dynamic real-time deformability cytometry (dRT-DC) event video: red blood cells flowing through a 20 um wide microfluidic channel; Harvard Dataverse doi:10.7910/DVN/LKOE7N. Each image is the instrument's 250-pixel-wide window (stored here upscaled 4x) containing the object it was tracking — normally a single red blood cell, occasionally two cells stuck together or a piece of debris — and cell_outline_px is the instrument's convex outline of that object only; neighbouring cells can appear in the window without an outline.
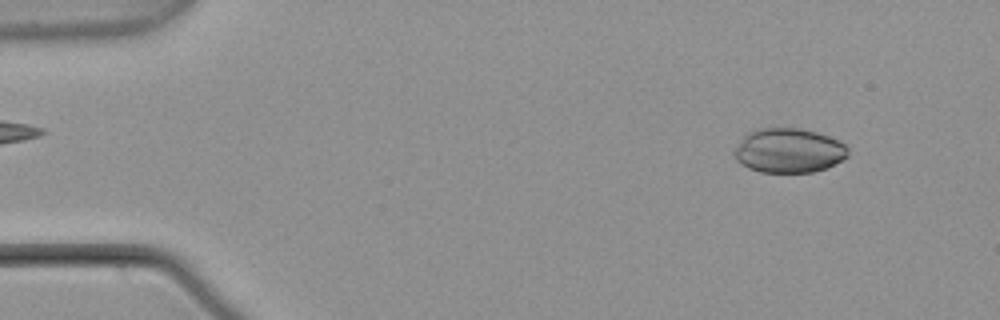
{"species": "common noctule bat (a hibernating species)", "species_latin": "Nyctalus noctula", "temperature_condition": "warm", "stored_images_in_passage": 53, "camera_frame_rate_fps": 3000, "um_per_image_px": 0.085, "animal": {"sex": "male", "body_mass_g": 21.5, "forearm_length_mm": 52.0}, "frame": {"image": 1, "passage_image": 5, "time_ms": 1.333, "image_size_px": [1000, 320], "cell_outline_px": [[848, 156], [844, 160], [824, 168], [812, 172], [760, 172], [748, 168], [740, 164], [736, 160], [736, 148], [744, 136], [748, 132], [756, 128], [800, 128], [816, 132], [840, 140], [848, 148]], "centroid_in_image_um": [67.07, 12.79], "position_along_channel_um": 17.9, "area_um2": 29.42}}
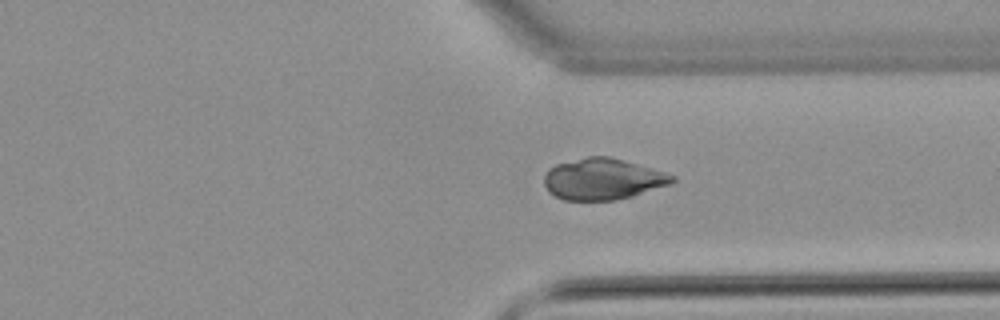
{"frame": {"image": 2, "passage_image": 40, "time_ms": 13.0, "image_size_px": [1000, 320], "cell_outline_px": [[676, 180], [672, 184], [632, 196], [616, 200], [564, 200], [548, 192], [544, 184], [544, 176], [548, 168], [556, 164], [588, 156], [608, 156], [624, 160], [664, 172], [676, 176]], "centroid_in_image_um": [51.23, 15.22], "position_along_channel_um": 360.2, "area_um2": 30.87}}
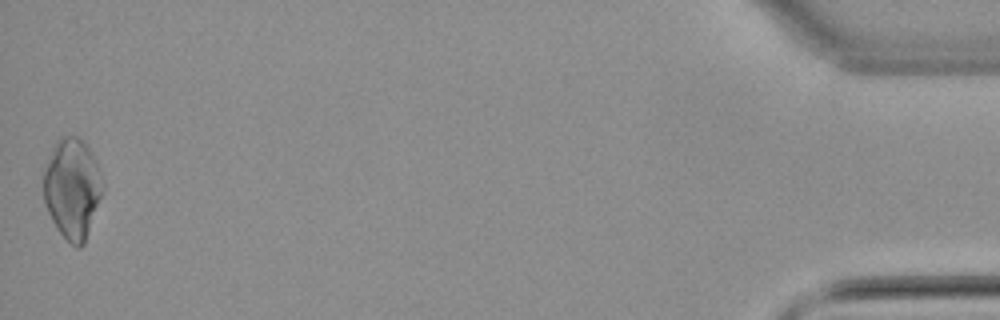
{"frame": {"image": 3, "passage_image": 53, "time_ms": 17.333, "image_size_px": [1000, 320], "cell_outline_px": [[104, 188], [84, 244], [80, 248], [76, 248], [56, 228], [48, 212], [44, 200], [44, 168], [52, 148], [56, 140], [60, 136], [76, 136], [88, 144], [96, 164]], "centroid_in_image_um": [6.13, 16.0], "position_along_channel_um": 429.1, "area_um2": 34.33}}